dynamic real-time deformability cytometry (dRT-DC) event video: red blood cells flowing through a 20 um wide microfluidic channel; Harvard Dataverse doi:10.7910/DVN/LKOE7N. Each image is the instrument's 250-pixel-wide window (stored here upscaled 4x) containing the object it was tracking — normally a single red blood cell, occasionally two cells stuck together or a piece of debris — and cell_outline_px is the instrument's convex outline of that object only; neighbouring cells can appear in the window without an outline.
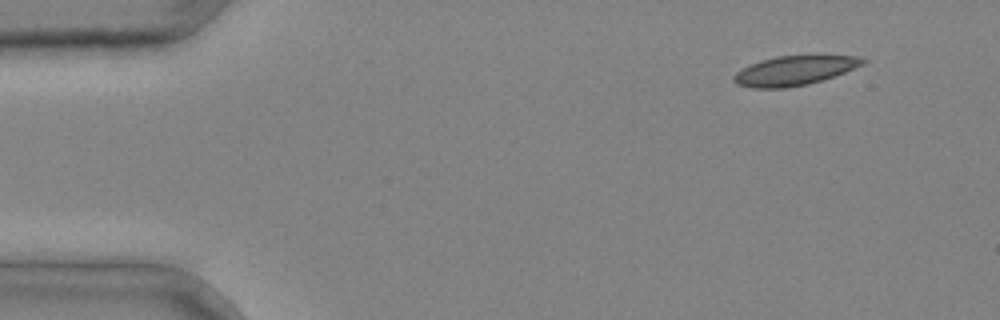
{"species": "common noctule bat (a hibernating species)", "species_latin": "Nyctalus noctula", "temperature_condition": "cold", "stored_images_in_passage": 3, "camera_frame_rate_fps": 3000, "um_per_image_px": 0.085, "animal": {"sex": "male", "body_mass_g": 20.4}, "frame": {"image": 1, "passage_image": 1, "time_ms": 0.0, "image_size_px": [1000, 320], "cell_outline_px": [[868, 60], [864, 64], [844, 72], [808, 84], [784, 88], [752, 88], [736, 84], [732, 80], [732, 76], [736, 72], [748, 64], [760, 60], [776, 56], [816, 52], [860, 56]], "centroid_in_image_um": [67.57, 5.93], "position_along_channel_um": 17.4, "area_um2": 23.24}}
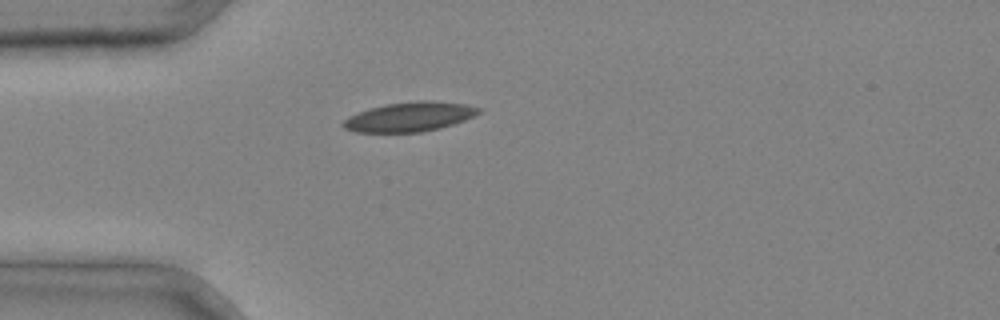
{"frame": {"image": 2, "passage_image": 3, "time_ms": 0.667, "image_size_px": [1000, 320], "cell_outline_px": [[484, 112], [476, 116], [440, 128], [424, 132], [356, 132], [344, 128], [340, 124], [348, 116], [372, 108], [388, 104], [420, 100], [424, 100], [464, 104], [480, 108]], "centroid_in_image_um": [34.84, 9.94], "position_along_channel_um": 50.2, "area_um2": 23.12}}